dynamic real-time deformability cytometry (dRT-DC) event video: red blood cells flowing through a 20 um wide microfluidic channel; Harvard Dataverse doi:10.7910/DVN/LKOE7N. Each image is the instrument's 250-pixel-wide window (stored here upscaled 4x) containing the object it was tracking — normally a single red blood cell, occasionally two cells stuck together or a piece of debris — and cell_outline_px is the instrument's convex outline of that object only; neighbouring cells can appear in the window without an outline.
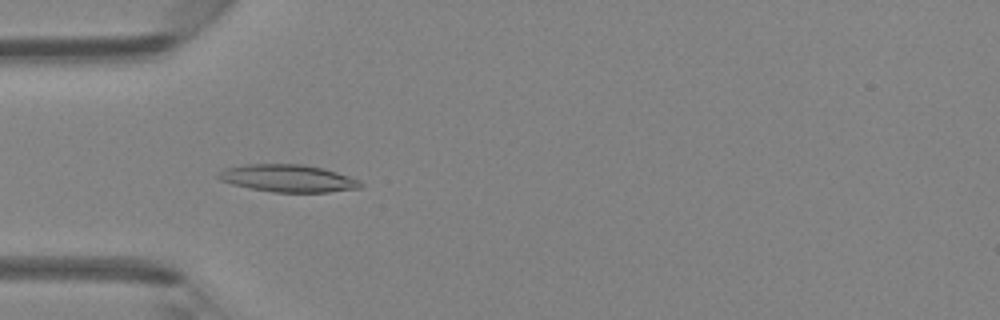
{"species": "Egyptian fruit bat (a non-hibernating species)", "species_latin": "Rousettus aegyptiacus", "temperature_condition": "room temperature", "stored_images_in_passage": 44, "camera_frame_rate_fps": 3000, "um_per_image_px": 0.085, "animal": {"sex": "female"}, "frame": {"image": 1, "passage_image": 13, "time_ms": 4.0, "image_size_px": [1000, 320], "cell_outline_px": [[364, 184], [360, 188], [328, 192], [272, 192], [232, 184], [220, 180], [216, 176], [216, 172], [224, 168], [244, 164], [304, 164], [324, 168], [360, 180]], "centroid_in_image_um": [24.46, 15.15], "position_along_channel_um": 60.5, "area_um2": 22.83}}
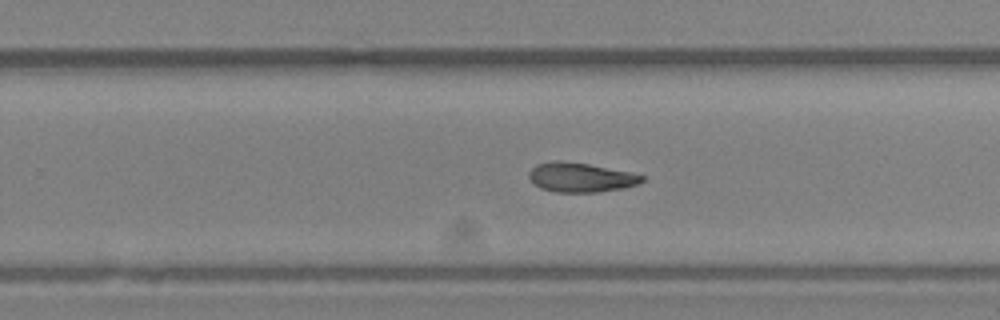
{"frame": {"image": 2, "passage_image": 28, "time_ms": 9.0, "image_size_px": [1000, 320], "cell_outline_px": [[644, 180], [636, 184], [624, 188], [596, 192], [556, 192], [540, 188], [532, 184], [528, 176], [528, 172], [536, 164], [556, 160], [588, 164], [632, 172], [644, 176]], "centroid_in_image_um": [49.32, 15.08], "position_along_channel_um": 280.5, "area_um2": 19.42}}
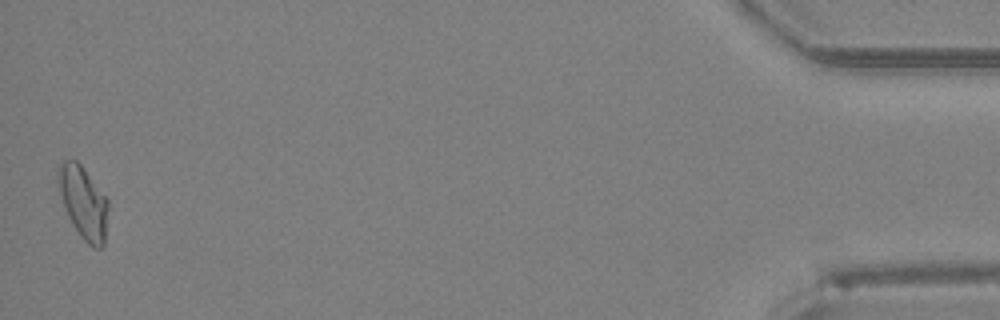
{"frame": {"image": 3, "passage_image": 44, "time_ms": 14.333, "image_size_px": [1000, 320], "cell_outline_px": [[108, 208], [104, 244], [100, 248], [92, 248], [80, 236], [72, 224], [68, 216], [56, 180], [56, 172], [60, 164], [64, 160], [76, 160], [80, 164], [108, 200]], "centroid_in_image_um": [7.07, 17.22], "position_along_channel_um": 428.1, "area_um2": 20.87}}